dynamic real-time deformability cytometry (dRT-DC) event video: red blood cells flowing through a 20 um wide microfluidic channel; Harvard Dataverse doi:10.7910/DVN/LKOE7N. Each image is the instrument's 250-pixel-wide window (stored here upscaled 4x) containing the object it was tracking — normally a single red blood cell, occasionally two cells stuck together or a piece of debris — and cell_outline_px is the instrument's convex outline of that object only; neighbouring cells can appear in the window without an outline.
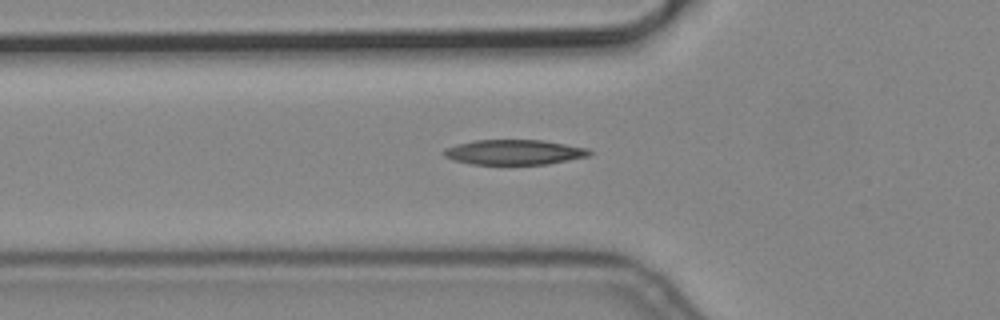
{"species": "common noctule bat (a hibernating species)", "species_latin": "Nyctalus noctula", "temperature_condition": "cold", "stored_images_in_passage": 6, "camera_frame_rate_fps": 3000, "um_per_image_px": 0.085, "animal": {"sex": "male", "body_mass_g": 19.2, "forearm_length_mm": 51.8}, "frame": {"image": 1, "passage_image": 6, "time_ms": 1.667, "image_size_px": [1000, 320], "cell_outline_px": [[592, 156], [548, 164], [472, 164], [452, 160], [444, 156], [440, 152], [444, 148], [456, 144], [472, 140], [544, 140], [588, 148], [592, 152]], "centroid_in_image_um": [43.7, 12.93], "position_along_channel_um": 82.1, "area_um2": 21.56}}